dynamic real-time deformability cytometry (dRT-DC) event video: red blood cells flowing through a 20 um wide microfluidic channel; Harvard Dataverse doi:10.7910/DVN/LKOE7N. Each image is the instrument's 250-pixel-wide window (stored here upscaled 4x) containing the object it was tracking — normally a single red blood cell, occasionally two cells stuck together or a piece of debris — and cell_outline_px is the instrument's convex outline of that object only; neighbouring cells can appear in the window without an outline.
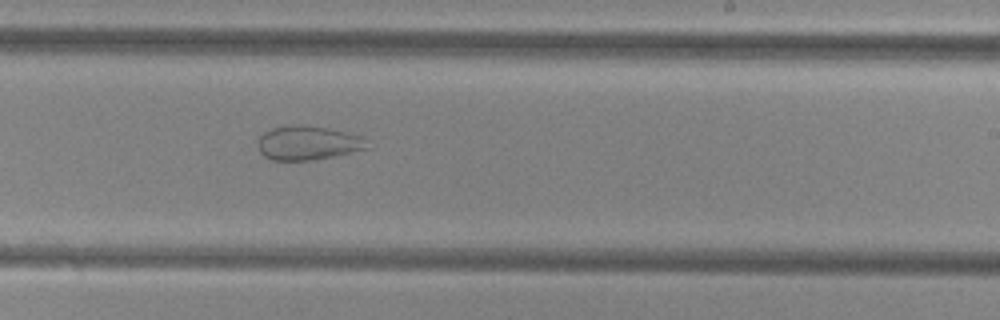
{"species": "common noctule bat (a hibernating species)", "species_latin": "Nyctalus noctula", "temperature_condition": "cold", "stored_images_in_passage": 26, "camera_frame_rate_fps": 3000, "um_per_image_px": 0.085, "animal": {"sex": "female", "body_mass_g": 29.2, "forearm_length_mm": 56.3}, "frame": {"image": 1, "passage_image": 17, "time_ms": 5.333, "image_size_px": [1000, 320], "cell_outline_px": [[372, 148], [312, 160], [272, 160], [264, 156], [260, 152], [256, 140], [264, 132], [272, 128], [292, 124], [300, 124], [328, 128], [364, 136]], "centroid_in_image_um": [26.19, 12.14], "position_along_channel_um": 262.8, "area_um2": 22.02}}
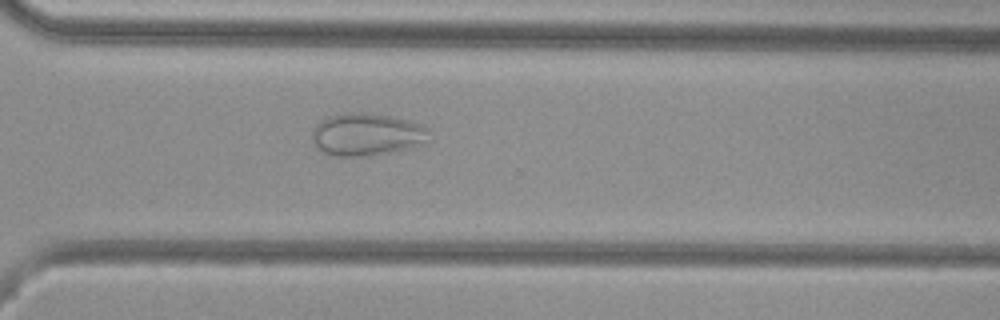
{"frame": {"image": 2, "passage_image": 23, "time_ms": 7.333, "image_size_px": [1000, 320], "cell_outline_px": [[428, 140], [408, 148], [368, 156], [336, 156], [324, 152], [312, 140], [312, 132], [316, 124], [320, 120], [328, 116], [344, 112], [368, 112], [392, 116], [408, 120], [420, 124], [428, 128]], "centroid_in_image_um": [31.15, 11.4], "position_along_channel_um": 339.5, "area_um2": 28.9}}
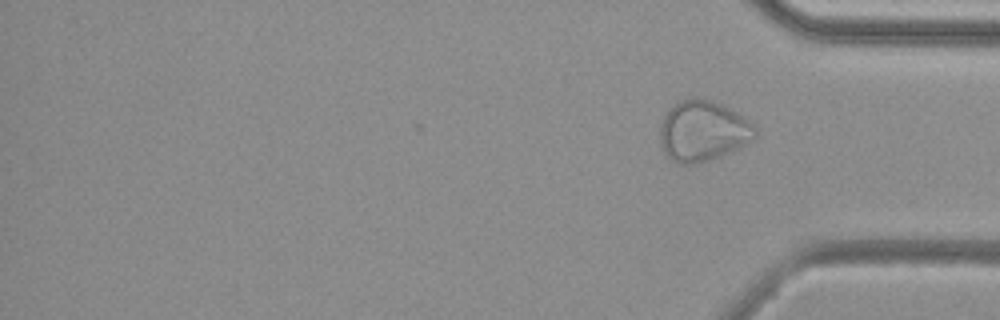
{"frame": {"image": 3, "passage_image": 26, "time_ms": 8.333, "image_size_px": [1000, 320], "cell_outline_px": [[756, 136], [744, 144], [720, 156], [708, 160], [692, 164], [676, 164], [664, 152], [660, 136], [660, 124], [664, 116], [680, 100], [696, 96], [720, 104], [744, 116], [756, 128]], "centroid_in_image_um": [59.73, 11.13], "position_along_channel_um": 375.5, "area_um2": 33.12}}